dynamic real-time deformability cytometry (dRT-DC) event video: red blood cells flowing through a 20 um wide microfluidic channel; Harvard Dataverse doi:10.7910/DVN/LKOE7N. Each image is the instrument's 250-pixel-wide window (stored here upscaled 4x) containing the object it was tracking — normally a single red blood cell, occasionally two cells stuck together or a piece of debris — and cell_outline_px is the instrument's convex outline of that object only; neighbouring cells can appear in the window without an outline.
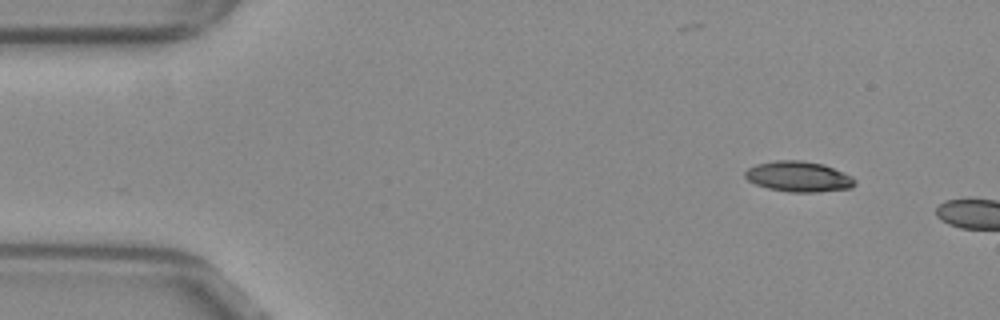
{"species": "common noctule bat (a hibernating species)", "species_latin": "Nyctalus noctula", "temperature_condition": "warm", "stored_images_in_passage": 4, "camera_frame_rate_fps": 3000, "um_per_image_px": 0.085, "animal": {"sex": "female", "body_mass_g": 29.2, "forearm_length_mm": 56.3}, "frame": {"image": 1, "passage_image": 1, "time_ms": 0.0, "image_size_px": [1000, 320], "cell_outline_px": [[856, 184], [852, 188], [816, 192], [788, 192], [768, 188], [756, 184], [748, 180], [744, 176], [744, 172], [748, 168], [756, 164], [776, 160], [800, 160], [824, 164], [852, 176], [856, 180]], "centroid_in_image_um": [67.89, 15.01], "position_along_channel_um": 17.1, "area_um2": 19.59}}